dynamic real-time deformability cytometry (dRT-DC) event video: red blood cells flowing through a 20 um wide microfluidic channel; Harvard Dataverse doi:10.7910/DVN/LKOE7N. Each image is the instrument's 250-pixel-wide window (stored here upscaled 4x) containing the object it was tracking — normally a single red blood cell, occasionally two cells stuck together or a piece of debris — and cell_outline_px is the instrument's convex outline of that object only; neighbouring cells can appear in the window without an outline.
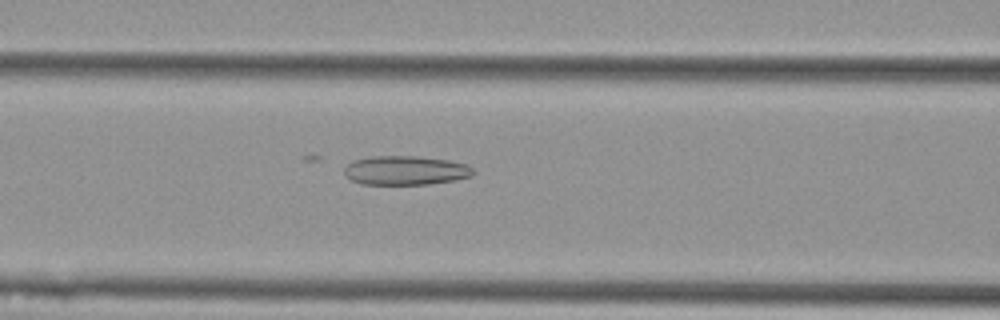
{"species": "Egyptian fruit bat (a non-hibernating species)", "species_latin": "Rousettus aegyptiacus", "temperature_condition": "cold", "stored_images_in_passage": 35, "camera_frame_rate_fps": 3000, "um_per_image_px": 0.085, "animal": {"sex": "female"}, "frame": {"image": 1, "passage_image": 8, "time_ms": 2.333, "image_size_px": [1000, 320], "cell_outline_px": [[476, 172], [472, 176], [456, 180], [428, 184], [364, 184], [352, 180], [344, 172], [344, 168], [352, 160], [372, 156], [416, 156], [448, 160], [468, 164]], "centroid_in_image_um": [34.51, 14.48], "position_along_channel_um": 132.1, "area_um2": 21.91}}
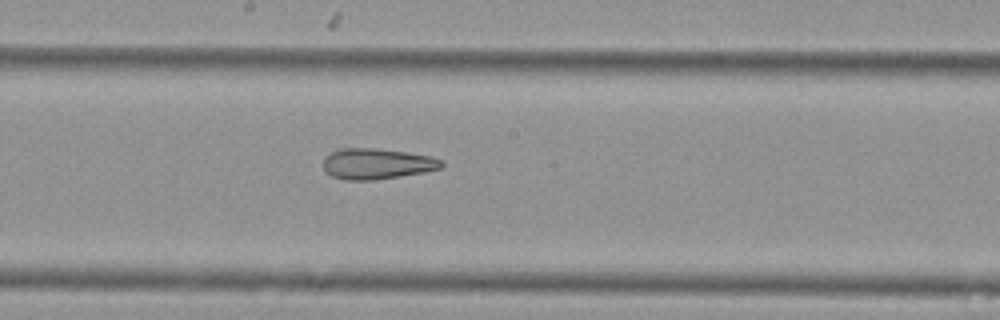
{"frame": {"image": 2, "passage_image": 15, "time_ms": 4.667, "image_size_px": [1000, 320], "cell_outline_px": [[444, 164], [440, 168], [424, 172], [400, 176], [372, 180], [344, 180], [332, 176], [324, 172], [324, 160], [336, 148], [376, 148], [408, 152], [432, 156], [444, 160]], "centroid_in_image_um": [32.05, 13.91], "position_along_channel_um": 216.1, "area_um2": 21.33}}
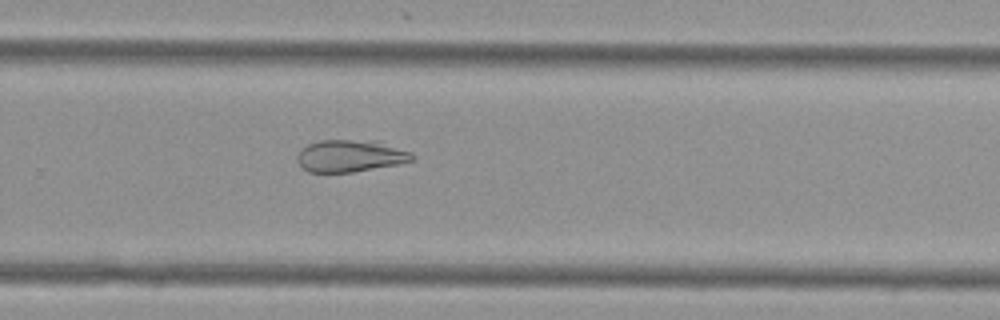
{"frame": {"image": 3, "passage_image": 22, "time_ms": 7.0, "image_size_px": [1000, 320], "cell_outline_px": [[416, 156], [412, 160], [400, 164], [352, 172], [308, 172], [300, 164], [296, 156], [308, 144], [320, 140], [376, 140], [412, 152]], "centroid_in_image_um": [29.82, 13.24], "position_along_channel_um": 300.0, "area_um2": 21.5}}